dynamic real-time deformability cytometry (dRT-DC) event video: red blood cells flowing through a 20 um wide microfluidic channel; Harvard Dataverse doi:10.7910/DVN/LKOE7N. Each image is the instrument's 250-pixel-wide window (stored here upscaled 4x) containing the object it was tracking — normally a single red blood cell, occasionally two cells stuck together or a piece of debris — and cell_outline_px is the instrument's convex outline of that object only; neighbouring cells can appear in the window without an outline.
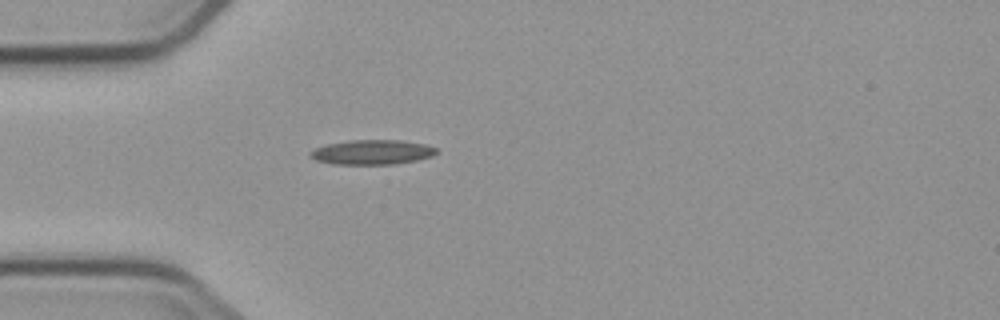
{"species": "common noctule bat (a hibernating species)", "species_latin": "Nyctalus noctula", "temperature_condition": "cold", "stored_images_in_passage": 1, "camera_frame_rate_fps": 3000, "um_per_image_px": 0.085, "animal": {"sex": "male", "body_mass_g": 23.1, "forearm_length_mm": 52.7}, "frame": {"image": 1, "passage_image": 1, "time_ms": 0.0, "image_size_px": [1000, 320], "cell_outline_px": [[436, 152], [432, 156], [416, 160], [396, 164], [332, 164], [316, 160], [308, 156], [308, 152], [316, 148], [328, 144], [352, 140], [400, 140], [424, 144], [436, 148]], "centroid_in_image_um": [31.6, 12.94], "position_along_channel_um": 53.4, "area_um2": 18.03}}